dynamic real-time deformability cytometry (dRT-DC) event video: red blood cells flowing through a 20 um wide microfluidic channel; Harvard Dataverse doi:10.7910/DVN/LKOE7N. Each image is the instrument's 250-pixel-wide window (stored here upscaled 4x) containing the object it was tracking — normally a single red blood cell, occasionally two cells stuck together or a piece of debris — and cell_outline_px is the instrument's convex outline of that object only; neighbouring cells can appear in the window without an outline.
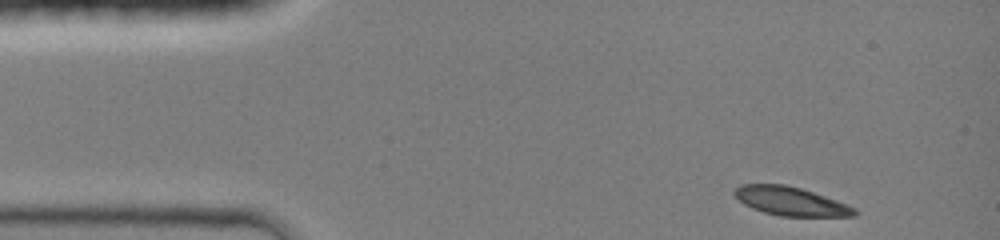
{"species": "common noctule bat (a hibernating species)", "species_latin": "Nyctalus noctula", "temperature_condition": "room temperature", "stored_images_in_passage": 38, "camera_frame_rate_fps": 3000, "um_per_image_px": 0.085, "animal": {"sex": "female", "body_mass_g": 19.0, "forearm_length_mm": 51.5}, "frame": {"image": 1, "passage_image": 1, "time_ms": 0.0, "image_size_px": [1000, 240], "cell_outline_px": [[856, 216], [780, 216], [764, 212], [752, 208], [744, 204], [732, 192], [740, 184], [784, 184], [800, 188], [848, 204], [856, 208]], "centroid_in_image_um": [67.2, 17.1], "position_along_channel_um": 17.8, "area_um2": 19.88}}
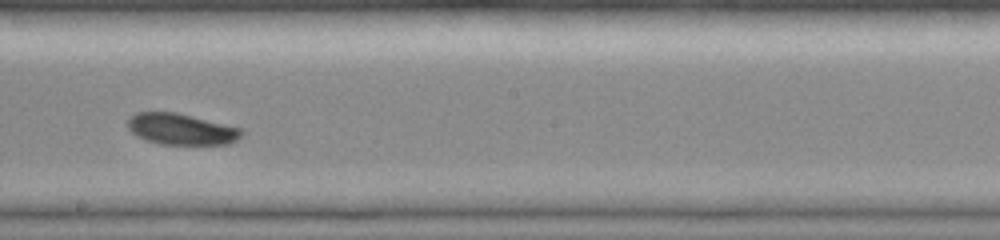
{"frame": {"image": 2, "passage_image": 22, "time_ms": 7.0, "image_size_px": [1000, 240], "cell_outline_px": [[244, 132], [236, 140], [228, 144], [160, 144], [136, 136], [128, 128], [128, 120], [136, 112], [176, 112], [244, 128]], "centroid_in_image_um": [15.44, 10.97], "position_along_channel_um": 232.8, "area_um2": 20.69}}
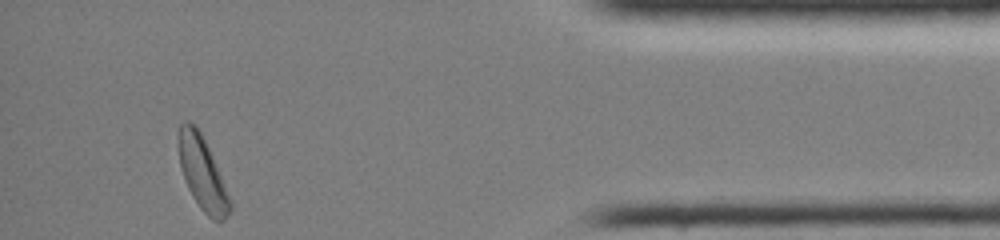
{"frame": {"image": 3, "passage_image": 38, "time_ms": 12.333, "image_size_px": [1000, 240], "cell_outline_px": [[232, 208], [228, 216], [224, 220], [212, 220], [200, 208], [192, 196], [188, 188], [180, 168], [180, 124], [184, 120], [188, 120], [196, 124], [212, 156], [232, 200]], "centroid_in_image_um": [17.24, 14.77], "position_along_channel_um": 418.0, "area_um2": 21.62}, "authors_computed_cell_mechanics": {"area_um2": 21.2993, "velocity_mm_per_s": 4.1817, "shape_relaxation_time_tau1_ms": 2.8643, "shape_relaxation_time_tau2_ms": null, "deformation_change_tau1": 0.102, "deformation_change_tau2": null}}